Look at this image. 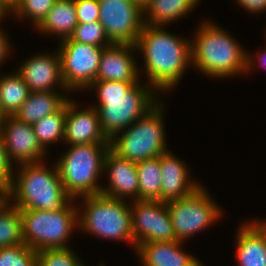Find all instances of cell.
I'll return each mask as SVG.
<instances>
[{
	"instance_id": "31",
	"label": "cell",
	"mask_w": 266,
	"mask_h": 266,
	"mask_svg": "<svg viewBox=\"0 0 266 266\" xmlns=\"http://www.w3.org/2000/svg\"><path fill=\"white\" fill-rule=\"evenodd\" d=\"M81 259L68 247L37 251V266H82Z\"/></svg>"
},
{
	"instance_id": "25",
	"label": "cell",
	"mask_w": 266,
	"mask_h": 266,
	"mask_svg": "<svg viewBox=\"0 0 266 266\" xmlns=\"http://www.w3.org/2000/svg\"><path fill=\"white\" fill-rule=\"evenodd\" d=\"M24 243L21 211L3 196L0 199V248Z\"/></svg>"
},
{
	"instance_id": "21",
	"label": "cell",
	"mask_w": 266,
	"mask_h": 266,
	"mask_svg": "<svg viewBox=\"0 0 266 266\" xmlns=\"http://www.w3.org/2000/svg\"><path fill=\"white\" fill-rule=\"evenodd\" d=\"M57 91L31 92L14 117L26 124H34L43 117L59 111L69 100Z\"/></svg>"
},
{
	"instance_id": "7",
	"label": "cell",
	"mask_w": 266,
	"mask_h": 266,
	"mask_svg": "<svg viewBox=\"0 0 266 266\" xmlns=\"http://www.w3.org/2000/svg\"><path fill=\"white\" fill-rule=\"evenodd\" d=\"M72 201L59 210H20L24 243L35 251L68 248L67 239L78 227V207Z\"/></svg>"
},
{
	"instance_id": "22",
	"label": "cell",
	"mask_w": 266,
	"mask_h": 266,
	"mask_svg": "<svg viewBox=\"0 0 266 266\" xmlns=\"http://www.w3.org/2000/svg\"><path fill=\"white\" fill-rule=\"evenodd\" d=\"M77 24L74 0H55L53 7L36 28L39 32L55 34L64 40L72 35Z\"/></svg>"
},
{
	"instance_id": "3",
	"label": "cell",
	"mask_w": 266,
	"mask_h": 266,
	"mask_svg": "<svg viewBox=\"0 0 266 266\" xmlns=\"http://www.w3.org/2000/svg\"><path fill=\"white\" fill-rule=\"evenodd\" d=\"M191 40L192 64L212 78L247 73L256 62L226 30L204 21ZM252 55V56H251Z\"/></svg>"
},
{
	"instance_id": "4",
	"label": "cell",
	"mask_w": 266,
	"mask_h": 266,
	"mask_svg": "<svg viewBox=\"0 0 266 266\" xmlns=\"http://www.w3.org/2000/svg\"><path fill=\"white\" fill-rule=\"evenodd\" d=\"M20 165L3 195L9 202H15L12 205L20 210L52 211L62 209L72 199L63 187L55 163L52 168L45 166L44 161Z\"/></svg>"
},
{
	"instance_id": "11",
	"label": "cell",
	"mask_w": 266,
	"mask_h": 266,
	"mask_svg": "<svg viewBox=\"0 0 266 266\" xmlns=\"http://www.w3.org/2000/svg\"><path fill=\"white\" fill-rule=\"evenodd\" d=\"M99 21L111 43L135 45L144 26L143 9L133 0H98Z\"/></svg>"
},
{
	"instance_id": "39",
	"label": "cell",
	"mask_w": 266,
	"mask_h": 266,
	"mask_svg": "<svg viewBox=\"0 0 266 266\" xmlns=\"http://www.w3.org/2000/svg\"><path fill=\"white\" fill-rule=\"evenodd\" d=\"M142 9L148 4L150 0H133Z\"/></svg>"
},
{
	"instance_id": "19",
	"label": "cell",
	"mask_w": 266,
	"mask_h": 266,
	"mask_svg": "<svg viewBox=\"0 0 266 266\" xmlns=\"http://www.w3.org/2000/svg\"><path fill=\"white\" fill-rule=\"evenodd\" d=\"M184 242H146L136 251L143 266H202L201 261L182 250Z\"/></svg>"
},
{
	"instance_id": "9",
	"label": "cell",
	"mask_w": 266,
	"mask_h": 266,
	"mask_svg": "<svg viewBox=\"0 0 266 266\" xmlns=\"http://www.w3.org/2000/svg\"><path fill=\"white\" fill-rule=\"evenodd\" d=\"M202 185L189 196L167 202L175 237L185 242L188 237L221 219L223 211Z\"/></svg>"
},
{
	"instance_id": "23",
	"label": "cell",
	"mask_w": 266,
	"mask_h": 266,
	"mask_svg": "<svg viewBox=\"0 0 266 266\" xmlns=\"http://www.w3.org/2000/svg\"><path fill=\"white\" fill-rule=\"evenodd\" d=\"M199 0H150L143 8L144 24L164 26L186 16ZM146 14V15H145Z\"/></svg>"
},
{
	"instance_id": "36",
	"label": "cell",
	"mask_w": 266,
	"mask_h": 266,
	"mask_svg": "<svg viewBox=\"0 0 266 266\" xmlns=\"http://www.w3.org/2000/svg\"><path fill=\"white\" fill-rule=\"evenodd\" d=\"M10 13V9L8 7H6L1 1H0V22L1 19L3 20V18L5 19V17L7 16V14L9 15Z\"/></svg>"
},
{
	"instance_id": "28",
	"label": "cell",
	"mask_w": 266,
	"mask_h": 266,
	"mask_svg": "<svg viewBox=\"0 0 266 266\" xmlns=\"http://www.w3.org/2000/svg\"><path fill=\"white\" fill-rule=\"evenodd\" d=\"M55 0H17L10 12L17 15V19L31 18L35 28L43 21Z\"/></svg>"
},
{
	"instance_id": "5",
	"label": "cell",
	"mask_w": 266,
	"mask_h": 266,
	"mask_svg": "<svg viewBox=\"0 0 266 266\" xmlns=\"http://www.w3.org/2000/svg\"><path fill=\"white\" fill-rule=\"evenodd\" d=\"M70 146L56 167L66 193L72 199L101 193L98 178L104 173V159L110 143H88Z\"/></svg>"
},
{
	"instance_id": "24",
	"label": "cell",
	"mask_w": 266,
	"mask_h": 266,
	"mask_svg": "<svg viewBox=\"0 0 266 266\" xmlns=\"http://www.w3.org/2000/svg\"><path fill=\"white\" fill-rule=\"evenodd\" d=\"M31 91L17 73L0 75V112L5 116H14L27 100Z\"/></svg>"
},
{
	"instance_id": "40",
	"label": "cell",
	"mask_w": 266,
	"mask_h": 266,
	"mask_svg": "<svg viewBox=\"0 0 266 266\" xmlns=\"http://www.w3.org/2000/svg\"><path fill=\"white\" fill-rule=\"evenodd\" d=\"M260 226L261 228L266 232V220L264 221H256Z\"/></svg>"
},
{
	"instance_id": "18",
	"label": "cell",
	"mask_w": 266,
	"mask_h": 266,
	"mask_svg": "<svg viewBox=\"0 0 266 266\" xmlns=\"http://www.w3.org/2000/svg\"><path fill=\"white\" fill-rule=\"evenodd\" d=\"M161 167V202L189 196L201 185L191 179L185 162L174 156L171 151L160 155Z\"/></svg>"
},
{
	"instance_id": "32",
	"label": "cell",
	"mask_w": 266,
	"mask_h": 266,
	"mask_svg": "<svg viewBox=\"0 0 266 266\" xmlns=\"http://www.w3.org/2000/svg\"><path fill=\"white\" fill-rule=\"evenodd\" d=\"M78 24L99 21L100 7L98 0H74Z\"/></svg>"
},
{
	"instance_id": "38",
	"label": "cell",
	"mask_w": 266,
	"mask_h": 266,
	"mask_svg": "<svg viewBox=\"0 0 266 266\" xmlns=\"http://www.w3.org/2000/svg\"><path fill=\"white\" fill-rule=\"evenodd\" d=\"M10 10L16 4L17 0H0Z\"/></svg>"
},
{
	"instance_id": "15",
	"label": "cell",
	"mask_w": 266,
	"mask_h": 266,
	"mask_svg": "<svg viewBox=\"0 0 266 266\" xmlns=\"http://www.w3.org/2000/svg\"><path fill=\"white\" fill-rule=\"evenodd\" d=\"M77 105L71 99L67 101L63 141L68 145L110 143L102 131L97 110L93 106L79 110Z\"/></svg>"
},
{
	"instance_id": "20",
	"label": "cell",
	"mask_w": 266,
	"mask_h": 266,
	"mask_svg": "<svg viewBox=\"0 0 266 266\" xmlns=\"http://www.w3.org/2000/svg\"><path fill=\"white\" fill-rule=\"evenodd\" d=\"M236 238L239 266H266V232L256 221L242 224Z\"/></svg>"
},
{
	"instance_id": "2",
	"label": "cell",
	"mask_w": 266,
	"mask_h": 266,
	"mask_svg": "<svg viewBox=\"0 0 266 266\" xmlns=\"http://www.w3.org/2000/svg\"><path fill=\"white\" fill-rule=\"evenodd\" d=\"M141 84V85H140ZM97 91V110L102 131L110 140L131 126L158 102L156 90L146 83L123 81H94L88 90ZM154 90V91H153Z\"/></svg>"
},
{
	"instance_id": "37",
	"label": "cell",
	"mask_w": 266,
	"mask_h": 266,
	"mask_svg": "<svg viewBox=\"0 0 266 266\" xmlns=\"http://www.w3.org/2000/svg\"><path fill=\"white\" fill-rule=\"evenodd\" d=\"M256 53H258L257 55H256V57L258 58V60H256V61H259L260 63H261V66L263 65V66H265L266 65V51H259V52H256Z\"/></svg>"
},
{
	"instance_id": "33",
	"label": "cell",
	"mask_w": 266,
	"mask_h": 266,
	"mask_svg": "<svg viewBox=\"0 0 266 266\" xmlns=\"http://www.w3.org/2000/svg\"><path fill=\"white\" fill-rule=\"evenodd\" d=\"M13 162L8 158L3 137L0 130V193L3 195L10 188L13 181Z\"/></svg>"
},
{
	"instance_id": "27",
	"label": "cell",
	"mask_w": 266,
	"mask_h": 266,
	"mask_svg": "<svg viewBox=\"0 0 266 266\" xmlns=\"http://www.w3.org/2000/svg\"><path fill=\"white\" fill-rule=\"evenodd\" d=\"M66 113L67 103L59 111L47 115L32 124L34 133L45 150L49 144L63 141Z\"/></svg>"
},
{
	"instance_id": "35",
	"label": "cell",
	"mask_w": 266,
	"mask_h": 266,
	"mask_svg": "<svg viewBox=\"0 0 266 266\" xmlns=\"http://www.w3.org/2000/svg\"><path fill=\"white\" fill-rule=\"evenodd\" d=\"M5 32L1 31L0 29V65L8 58L10 52V43L8 38L4 34ZM5 59V60H4Z\"/></svg>"
},
{
	"instance_id": "29",
	"label": "cell",
	"mask_w": 266,
	"mask_h": 266,
	"mask_svg": "<svg viewBox=\"0 0 266 266\" xmlns=\"http://www.w3.org/2000/svg\"><path fill=\"white\" fill-rule=\"evenodd\" d=\"M0 266H37V251L25 243L0 248Z\"/></svg>"
},
{
	"instance_id": "34",
	"label": "cell",
	"mask_w": 266,
	"mask_h": 266,
	"mask_svg": "<svg viewBox=\"0 0 266 266\" xmlns=\"http://www.w3.org/2000/svg\"><path fill=\"white\" fill-rule=\"evenodd\" d=\"M237 2L251 13L258 14L266 10V0H237Z\"/></svg>"
},
{
	"instance_id": "10",
	"label": "cell",
	"mask_w": 266,
	"mask_h": 266,
	"mask_svg": "<svg viewBox=\"0 0 266 266\" xmlns=\"http://www.w3.org/2000/svg\"><path fill=\"white\" fill-rule=\"evenodd\" d=\"M59 47L61 73L65 86L69 91L87 90L96 81L104 47L72 41L70 38L61 40Z\"/></svg>"
},
{
	"instance_id": "17",
	"label": "cell",
	"mask_w": 266,
	"mask_h": 266,
	"mask_svg": "<svg viewBox=\"0 0 266 266\" xmlns=\"http://www.w3.org/2000/svg\"><path fill=\"white\" fill-rule=\"evenodd\" d=\"M135 51H137L135 45L112 43L104 47L96 81L140 82L138 74L140 70L133 55Z\"/></svg>"
},
{
	"instance_id": "30",
	"label": "cell",
	"mask_w": 266,
	"mask_h": 266,
	"mask_svg": "<svg viewBox=\"0 0 266 266\" xmlns=\"http://www.w3.org/2000/svg\"><path fill=\"white\" fill-rule=\"evenodd\" d=\"M69 38L72 41L90 44L97 47H106L112 44L107 37L104 27L101 25L100 21L77 24L74 32Z\"/></svg>"
},
{
	"instance_id": "16",
	"label": "cell",
	"mask_w": 266,
	"mask_h": 266,
	"mask_svg": "<svg viewBox=\"0 0 266 266\" xmlns=\"http://www.w3.org/2000/svg\"><path fill=\"white\" fill-rule=\"evenodd\" d=\"M103 171L109 174V188L102 187L101 194L120 200L127 197L133 201L139 199L136 162L121 158L109 149L105 155Z\"/></svg>"
},
{
	"instance_id": "41",
	"label": "cell",
	"mask_w": 266,
	"mask_h": 266,
	"mask_svg": "<svg viewBox=\"0 0 266 266\" xmlns=\"http://www.w3.org/2000/svg\"><path fill=\"white\" fill-rule=\"evenodd\" d=\"M3 118H4V116H3L2 113L0 112V125H1V122L3 121Z\"/></svg>"
},
{
	"instance_id": "13",
	"label": "cell",
	"mask_w": 266,
	"mask_h": 266,
	"mask_svg": "<svg viewBox=\"0 0 266 266\" xmlns=\"http://www.w3.org/2000/svg\"><path fill=\"white\" fill-rule=\"evenodd\" d=\"M4 146L10 161L17 164L43 162L46 150L39 143L31 124L5 116L0 125Z\"/></svg>"
},
{
	"instance_id": "8",
	"label": "cell",
	"mask_w": 266,
	"mask_h": 266,
	"mask_svg": "<svg viewBox=\"0 0 266 266\" xmlns=\"http://www.w3.org/2000/svg\"><path fill=\"white\" fill-rule=\"evenodd\" d=\"M78 208V227L96 237L127 241L134 245L130 203L103 194L83 196ZM80 210V211H79Z\"/></svg>"
},
{
	"instance_id": "12",
	"label": "cell",
	"mask_w": 266,
	"mask_h": 266,
	"mask_svg": "<svg viewBox=\"0 0 266 266\" xmlns=\"http://www.w3.org/2000/svg\"><path fill=\"white\" fill-rule=\"evenodd\" d=\"M130 204L135 249L146 242L177 240L166 203L138 199Z\"/></svg>"
},
{
	"instance_id": "14",
	"label": "cell",
	"mask_w": 266,
	"mask_h": 266,
	"mask_svg": "<svg viewBox=\"0 0 266 266\" xmlns=\"http://www.w3.org/2000/svg\"><path fill=\"white\" fill-rule=\"evenodd\" d=\"M16 72L29 86L31 92L55 91L54 87L69 91L63 82L58 51L53 55L48 53L34 55L20 65Z\"/></svg>"
},
{
	"instance_id": "1",
	"label": "cell",
	"mask_w": 266,
	"mask_h": 266,
	"mask_svg": "<svg viewBox=\"0 0 266 266\" xmlns=\"http://www.w3.org/2000/svg\"><path fill=\"white\" fill-rule=\"evenodd\" d=\"M163 28L144 24L135 44L143 54L148 85L160 90V94L175 88L188 65H192L191 40Z\"/></svg>"
},
{
	"instance_id": "6",
	"label": "cell",
	"mask_w": 266,
	"mask_h": 266,
	"mask_svg": "<svg viewBox=\"0 0 266 266\" xmlns=\"http://www.w3.org/2000/svg\"><path fill=\"white\" fill-rule=\"evenodd\" d=\"M163 102H159L126 130L110 139V149L133 162L159 157L168 151L163 120Z\"/></svg>"
},
{
	"instance_id": "26",
	"label": "cell",
	"mask_w": 266,
	"mask_h": 266,
	"mask_svg": "<svg viewBox=\"0 0 266 266\" xmlns=\"http://www.w3.org/2000/svg\"><path fill=\"white\" fill-rule=\"evenodd\" d=\"M139 199L161 201L160 156L136 162Z\"/></svg>"
}]
</instances>
